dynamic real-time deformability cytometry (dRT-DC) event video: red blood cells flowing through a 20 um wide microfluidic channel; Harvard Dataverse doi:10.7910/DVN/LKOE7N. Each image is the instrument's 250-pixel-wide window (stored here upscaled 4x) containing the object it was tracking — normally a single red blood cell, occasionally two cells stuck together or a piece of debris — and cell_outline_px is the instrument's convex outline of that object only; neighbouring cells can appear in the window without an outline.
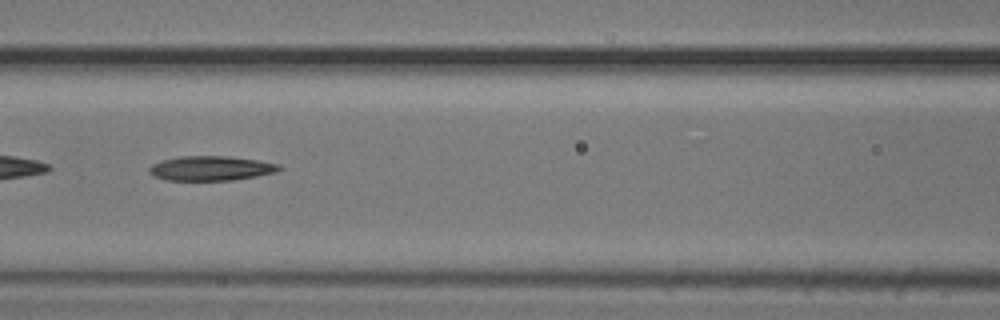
{"species": "common noctule bat (a hibernating species)", "species_latin": "Nyctalus noctula", "temperature_condition": "cold", "stored_images_in_passage": 16, "camera_frame_rate_fps": 3000, "um_per_image_px": 0.085, "animal": {"sex": "male", "body_mass_g": 20.5, "forearm_length_mm": 52.5}, "frame": {"image": 1, "passage_image": 8, "time_ms": 2.333, "image_size_px": [1000, 320], "cell_outline_px": [[284, 168], [276, 172], [256, 176], [232, 180], [164, 180], [152, 176], [148, 172], [148, 168], [152, 164], [164, 160], [180, 156], [228, 156], [256, 160], [280, 164]], "centroid_in_image_um": [17.92, 14.31], "position_along_channel_um": 148.7, "area_um2": 18.67}}
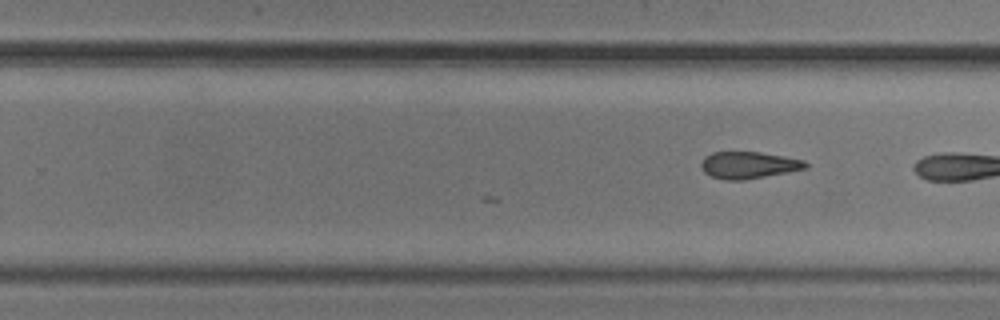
{"frame": {"image": 2, "passage_image": 16, "time_ms": 5.0, "image_size_px": [1000, 320], "cell_outline_px": [[808, 168], [788, 172], [744, 180], [728, 180], [712, 176], [704, 172], [700, 168], [700, 164], [704, 156], [712, 152], [760, 152], [804, 160], [808, 164]], "centroid_in_image_um": [63.61, 14.03], "position_along_channel_um": 266.2, "area_um2": 16.36}}